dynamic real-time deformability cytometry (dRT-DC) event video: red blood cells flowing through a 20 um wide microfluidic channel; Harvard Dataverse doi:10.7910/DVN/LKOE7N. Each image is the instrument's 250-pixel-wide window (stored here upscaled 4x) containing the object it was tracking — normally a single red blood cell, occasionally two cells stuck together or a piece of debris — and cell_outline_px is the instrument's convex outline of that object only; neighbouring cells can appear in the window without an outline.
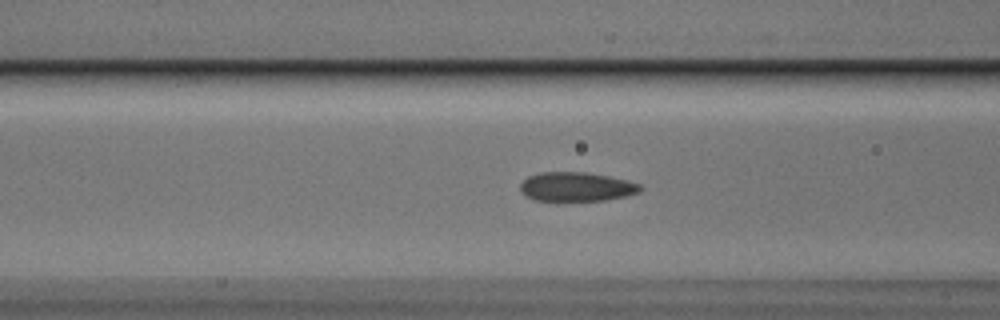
{"species": "Egyptian fruit bat (a non-hibernating species)", "species_latin": "Rousettus aegyptiacus", "temperature_condition": "cold", "stored_images_in_passage": 51, "camera_frame_rate_fps": 3000, "um_per_image_px": 0.085, "animal": {"sex": "male"}, "frame": {"image": 1, "passage_image": 17, "time_ms": 5.333, "image_size_px": [1000, 320], "cell_outline_px": [[644, 188], [640, 192], [628, 196], [604, 200], [536, 200], [520, 192], [520, 184], [528, 176], [540, 172], [588, 172], [628, 180], [640, 184]], "centroid_in_image_um": [49.04, 15.86], "position_along_channel_um": 117.6, "area_um2": 20.4}}
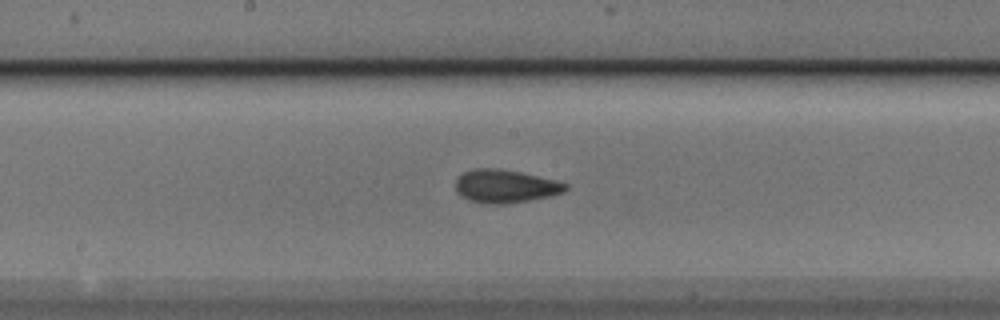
{"frame": {"image": 2, "passage_image": 24, "time_ms": 7.667, "image_size_px": [1000, 320], "cell_outline_px": [[568, 188], [564, 192], [552, 196], [508, 204], [480, 204], [468, 200], [460, 196], [456, 192], [456, 176], [464, 172], [476, 168], [496, 168], [520, 172], [568, 184]], "centroid_in_image_um": [42.9, 15.85], "position_along_channel_um": 205.3, "area_um2": 21.44}}
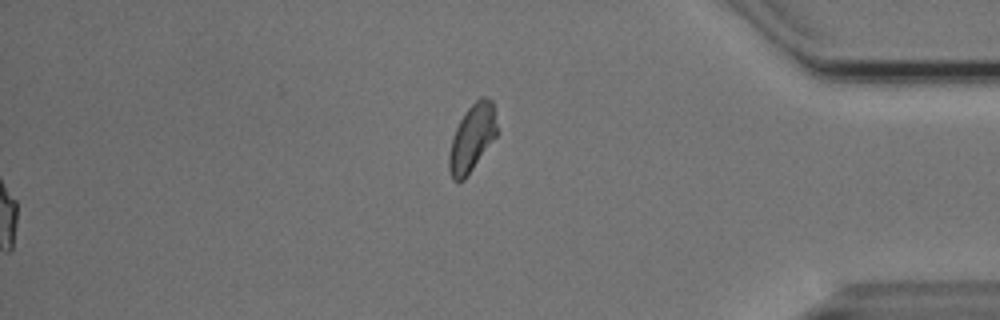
{"frame": {"image": 3, "passage_image": 51, "time_ms": 16.667, "image_size_px": [1000, 320], "cell_outline_px": [[496, 136], [464, 180], [460, 184], [452, 180], [448, 168], [448, 156], [452, 140], [456, 128], [464, 112], [480, 96], [484, 96], [492, 100], [496, 124]], "centroid_in_image_um": [40.09, 11.75], "position_along_channel_um": 395.1, "area_um2": 18.55}, "authors_computed_cell_mechanics": {"area_um2": 20.4034, "velocity_mm_per_s": 3.7525, "shape_relaxation_time_tau1_ms": 6.8063, "shape_relaxation_time_tau2_ms": 1.8129, "deformation_change_tau1": 0.144, "deformation_change_tau2": 0.0693}}